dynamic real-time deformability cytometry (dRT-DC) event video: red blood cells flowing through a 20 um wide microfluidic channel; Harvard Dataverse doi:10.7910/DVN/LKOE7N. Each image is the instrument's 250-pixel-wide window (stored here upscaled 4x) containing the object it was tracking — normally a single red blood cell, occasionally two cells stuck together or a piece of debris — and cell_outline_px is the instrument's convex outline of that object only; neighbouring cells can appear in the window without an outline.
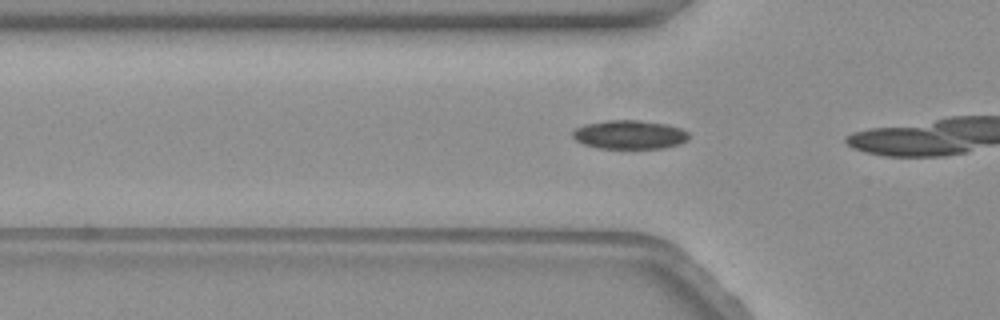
{"species": "common noctule bat (a hibernating species)", "species_latin": "Nyctalus noctula", "temperature_condition": "warm", "stored_images_in_passage": 5, "camera_frame_rate_fps": 3000, "um_per_image_px": 0.085, "animal": {"sex": "female", "body_mass_g": 19.3, "forearm_length_mm": 54.1}, "frame": {"image": 1, "passage_image": 2, "time_ms": 0.333, "image_size_px": [1000, 320], "cell_outline_px": [[688, 140], [680, 144], [664, 148], [596, 148], [584, 144], [576, 140], [572, 136], [572, 132], [576, 128], [584, 124], [608, 120], [640, 120], [668, 124], [680, 128], [688, 132]], "centroid_in_image_um": [53.52, 11.44], "position_along_channel_um": 72.3, "area_um2": 19.59}}